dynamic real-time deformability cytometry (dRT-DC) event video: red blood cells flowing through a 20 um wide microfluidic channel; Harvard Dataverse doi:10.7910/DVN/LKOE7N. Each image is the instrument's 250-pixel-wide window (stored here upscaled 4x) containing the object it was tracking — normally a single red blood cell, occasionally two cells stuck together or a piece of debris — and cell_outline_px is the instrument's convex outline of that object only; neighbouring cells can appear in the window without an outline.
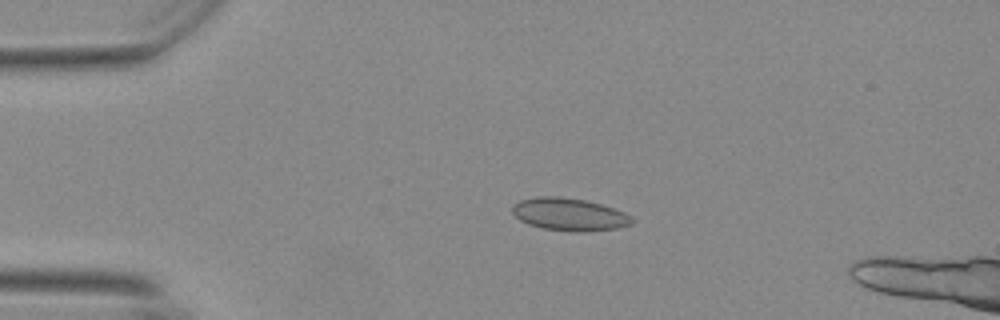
{"species": "Egyptian fruit bat (a non-hibernating species)", "species_latin": "Rousettus aegyptiacus", "temperature_condition": "warm", "stored_images_in_passage": 50, "camera_frame_rate_fps": 3000, "um_per_image_px": 0.085, "animal": {"sex": "female"}, "frame": {"image": 1, "passage_image": 7, "time_ms": 2.0, "image_size_px": [1000, 320], "cell_outline_px": [[636, 220], [632, 224], [616, 228], [580, 232], [572, 232], [544, 228], [528, 224], [520, 220], [512, 212], [512, 204], [520, 200], [536, 196], [560, 196], [584, 200], [600, 204], [624, 212], [632, 216]], "centroid_in_image_um": [48.38, 18.22], "position_along_channel_um": 36.6, "area_um2": 22.77}}
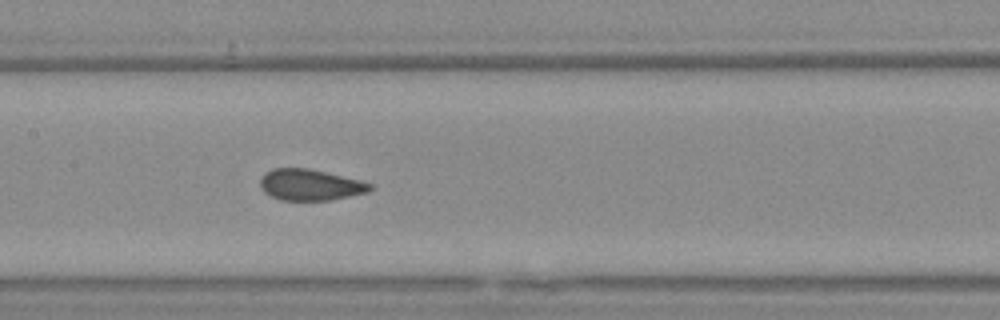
{"frame": {"image": 2, "passage_image": 22, "time_ms": 7.0, "image_size_px": [1000, 320], "cell_outline_px": [[372, 188], [368, 192], [328, 200], [280, 200], [264, 192], [260, 188], [260, 180], [264, 172], [272, 168], [308, 168], [360, 180], [372, 184]], "centroid_in_image_um": [26.32, 15.7], "position_along_channel_um": 181.1, "area_um2": 19.88}}
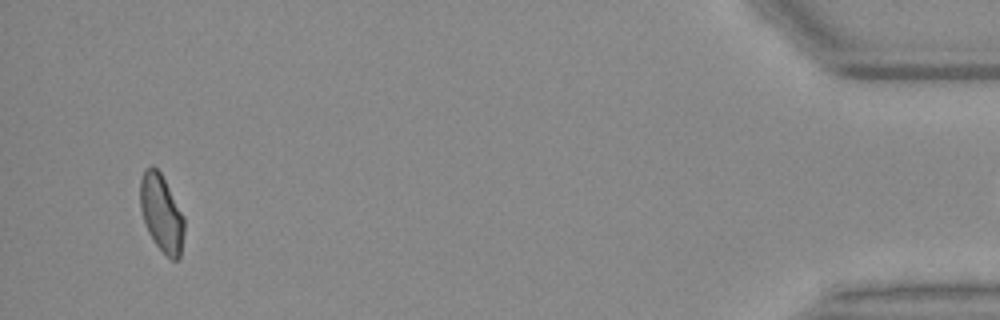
{"frame": {"image": 3, "passage_image": 48, "time_ms": 15.667, "image_size_px": [1000, 320], "cell_outline_px": [[184, 232], [180, 256], [176, 260], [172, 260], [156, 244], [148, 232], [140, 208], [140, 180], [144, 168], [152, 164], [160, 172], [184, 216]], "centroid_in_image_um": [13.72, 18.09], "position_along_channel_um": 421.5, "area_um2": 19.65}, "authors_computed_cell_mechanics": {"area_um2": 20.4612, "velocity_mm_per_s": 3.6756, "shape_relaxation_time_tau1_ms": 8.8717, "shape_relaxation_time_tau2_ms": 1.0557, "deformation_change_tau1": 0.1779, "deformation_change_tau2": 0.0537}}